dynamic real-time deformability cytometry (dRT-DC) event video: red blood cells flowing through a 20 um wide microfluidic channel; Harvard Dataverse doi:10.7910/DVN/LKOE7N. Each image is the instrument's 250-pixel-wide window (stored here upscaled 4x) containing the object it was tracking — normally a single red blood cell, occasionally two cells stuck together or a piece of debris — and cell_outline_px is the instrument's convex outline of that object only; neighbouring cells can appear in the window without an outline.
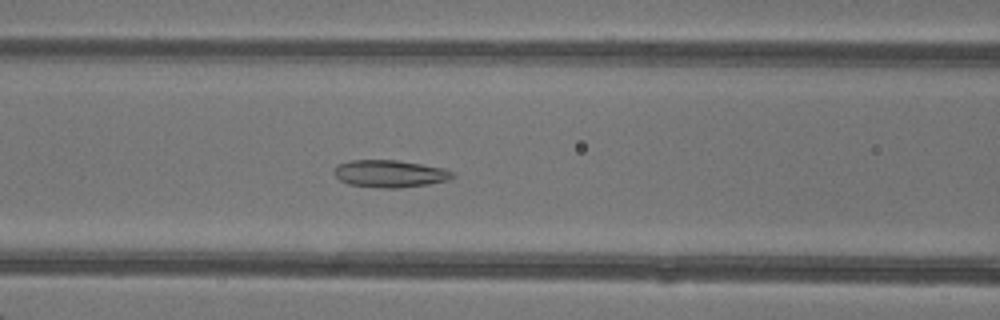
{"species": "common noctule bat (a hibernating species)", "species_latin": "Nyctalus noctula", "temperature_condition": "warm", "stored_images_in_passage": 48, "camera_frame_rate_fps": 3000, "um_per_image_px": 0.085, "animal": {"sex": "female"}, "frame": {"image": 1, "passage_image": 21, "time_ms": 6.667, "image_size_px": [1000, 320], "cell_outline_px": [[456, 176], [448, 180], [428, 184], [400, 188], [384, 188], [348, 184], [340, 180], [332, 172], [336, 164], [352, 160], [396, 160], [444, 168], [456, 172]], "centroid_in_image_um": [33.14, 14.76], "position_along_channel_um": 133.5, "area_um2": 18.96}}
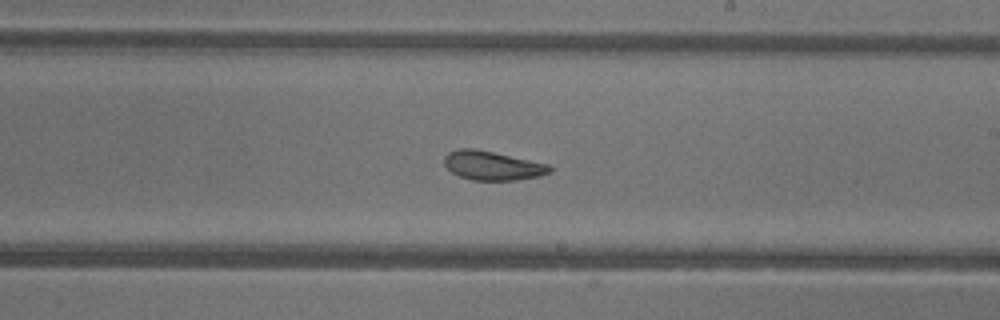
{"frame": {"image": 2, "passage_image": 29, "time_ms": 9.333, "image_size_px": [1000, 320], "cell_outline_px": [[552, 172], [540, 176], [516, 180], [472, 180], [460, 176], [452, 172], [444, 164], [444, 156], [448, 152], [460, 148], [472, 148], [492, 152], [548, 164], [552, 168]], "centroid_in_image_um": [41.85, 14.08], "position_along_channel_um": 247.1, "area_um2": 17.69}}
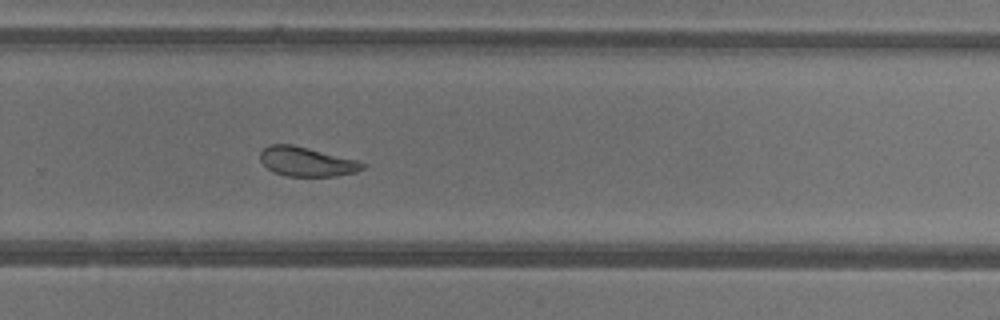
{"frame": {"image": 3, "passage_image": 33, "time_ms": 10.667, "image_size_px": [1000, 320], "cell_outline_px": [[364, 168], [356, 172], [336, 176], [288, 176], [272, 172], [260, 160], [260, 152], [268, 144], [292, 144], [356, 160], [364, 164]], "centroid_in_image_um": [26.02, 13.74], "position_along_channel_um": 303.8, "area_um2": 17.34}, "authors_computed_cell_mechanics": {"area_um2": 21.5305, "velocity_mm_per_s": 4.273, "shape_relaxation_time_tau1_ms": null, "shape_relaxation_time_tau2_ms": 1.7966, "deformation_change_tau1": null, "deformation_change_tau2": 0.0758}}